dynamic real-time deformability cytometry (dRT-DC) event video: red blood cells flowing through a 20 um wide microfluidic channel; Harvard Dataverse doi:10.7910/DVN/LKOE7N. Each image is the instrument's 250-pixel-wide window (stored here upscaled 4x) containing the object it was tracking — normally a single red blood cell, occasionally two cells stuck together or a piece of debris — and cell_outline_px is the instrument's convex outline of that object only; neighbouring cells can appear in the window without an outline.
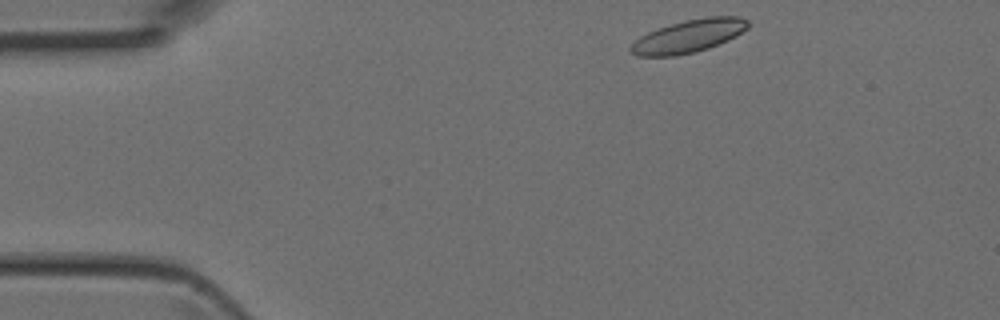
{"species": "Egyptian fruit bat (a non-hibernating species)", "species_latin": "Rousettus aegyptiacus", "temperature_condition": "room temperature", "stored_images_in_passage": 4, "camera_frame_rate_fps": 3000, "um_per_image_px": 0.085, "animal": {"sex": "female"}, "frame": {"image": 1, "passage_image": 1, "time_ms": 0.0, "image_size_px": [1000, 320], "cell_outline_px": [[748, 28], [736, 36], [720, 44], [696, 52], [676, 56], [636, 56], [628, 48], [640, 36], [648, 32], [684, 20], [708, 16], [740, 16], [748, 20]], "centroid_in_image_um": [58.56, 3.07], "position_along_channel_um": 26.4, "area_um2": 22.48}}
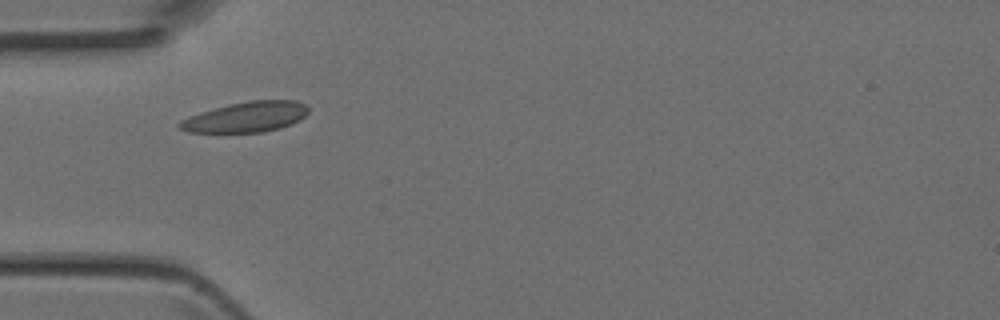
{"frame": {"image": 2, "passage_image": 3, "time_ms": 0.667, "image_size_px": [1000, 320], "cell_outline_px": [[308, 112], [300, 120], [292, 124], [280, 128], [260, 132], [188, 132], [180, 128], [176, 124], [180, 120], [188, 116], [212, 108], [228, 104], [248, 100], [296, 100], [308, 104]], "centroid_in_image_um": [20.92, 9.93], "position_along_channel_um": 64.1, "area_um2": 23.0}}
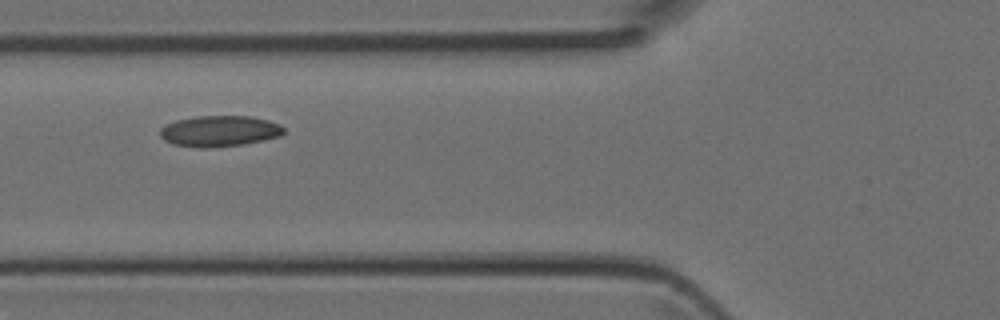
{"frame": {"image": 3, "passage_image": 4, "time_ms": 1.0, "image_size_px": [1000, 320], "cell_outline_px": [[284, 132], [280, 136], [264, 140], [244, 144], [204, 148], [200, 148], [172, 144], [164, 140], [160, 136], [160, 128], [164, 124], [176, 120], [196, 116], [252, 116], [268, 120], [280, 124], [284, 128]], "centroid_in_image_um": [18.64, 11.14], "position_along_channel_um": 107.2, "area_um2": 22.48}}